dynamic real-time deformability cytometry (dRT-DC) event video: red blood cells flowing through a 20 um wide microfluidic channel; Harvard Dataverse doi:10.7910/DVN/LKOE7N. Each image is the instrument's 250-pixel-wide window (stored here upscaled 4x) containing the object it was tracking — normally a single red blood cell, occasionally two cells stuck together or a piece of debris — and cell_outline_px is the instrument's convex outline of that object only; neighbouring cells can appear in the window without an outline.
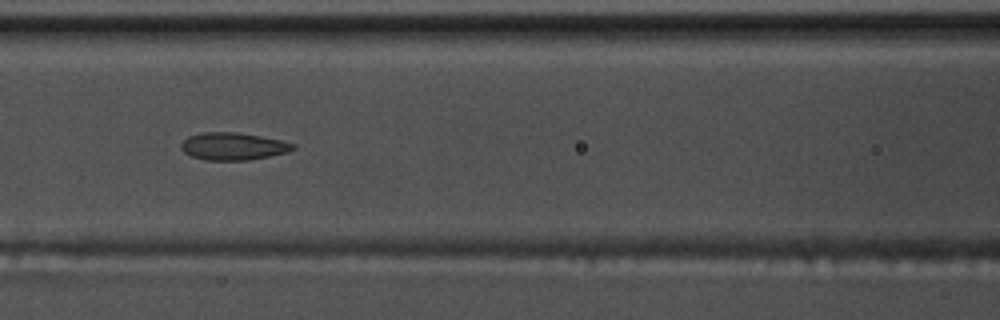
{"species": "common noctule bat (a hibernating species)", "species_latin": "Nyctalus noctula", "temperature_condition": "warm", "stored_images_in_passage": 39, "camera_frame_rate_fps": 3000, "um_per_image_px": 0.085, "animal": {"sex": "male", "body_mass_g": 17.5, "forearm_length_mm": 52.3}, "frame": {"image": 1, "passage_image": 9, "time_ms": 2.667, "image_size_px": [1000, 320], "cell_outline_px": [[296, 148], [288, 152], [248, 160], [204, 160], [192, 156], [184, 152], [180, 148], [180, 144], [188, 136], [200, 132], [236, 132], [260, 136], [280, 140], [296, 144]], "centroid_in_image_um": [19.8, 12.43], "position_along_channel_um": 146.8, "area_um2": 17.92}}
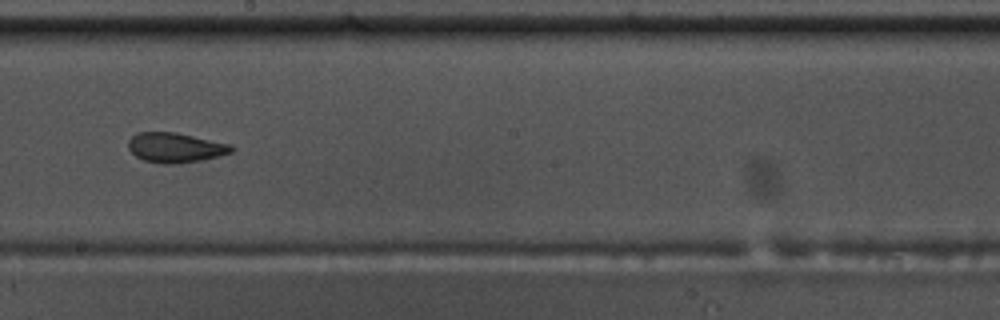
{"frame": {"image": 2, "passage_image": 16, "time_ms": 5.0, "image_size_px": [1000, 320], "cell_outline_px": [[236, 148], [232, 152], [200, 160], [172, 164], [164, 164], [144, 160], [136, 156], [128, 148], [128, 140], [136, 132], [176, 132], [232, 144]], "centroid_in_image_um": [14.91, 12.53], "position_along_channel_um": 233.3, "area_um2": 17.92}}
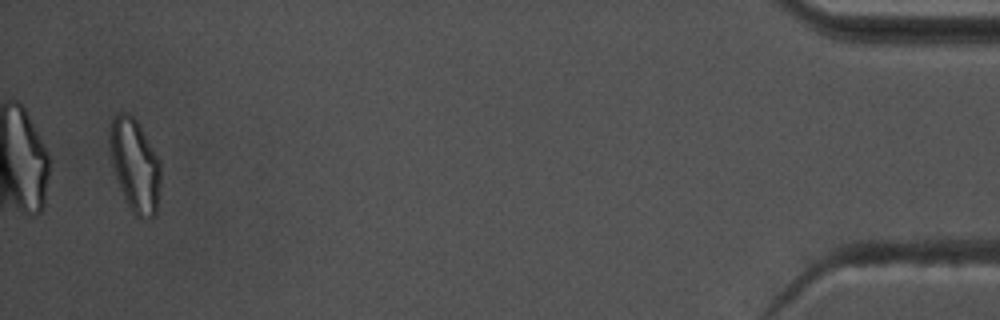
{"frame": {"image": 3, "passage_image": 38, "time_ms": 12.333, "image_size_px": [1000, 320], "cell_outline_px": [[160, 184], [156, 216], [148, 220], [144, 220], [136, 216], [132, 212], [124, 196], [112, 168], [108, 148], [108, 136], [112, 120], [120, 112], [128, 112], [136, 120], [160, 160]], "centroid_in_image_um": [11.46, 14.07], "position_along_channel_um": 423.7, "area_um2": 27.8}, "authors_computed_cell_mechanics": {"area_um2": 18.1492, "velocity_mm_per_s": 3.7351, "shape_relaxation_time_tau1_ms": null, "shape_relaxation_time_tau2_ms": 1.8881, "deformation_change_tau1": null, "deformation_change_tau2": 0.0718}}